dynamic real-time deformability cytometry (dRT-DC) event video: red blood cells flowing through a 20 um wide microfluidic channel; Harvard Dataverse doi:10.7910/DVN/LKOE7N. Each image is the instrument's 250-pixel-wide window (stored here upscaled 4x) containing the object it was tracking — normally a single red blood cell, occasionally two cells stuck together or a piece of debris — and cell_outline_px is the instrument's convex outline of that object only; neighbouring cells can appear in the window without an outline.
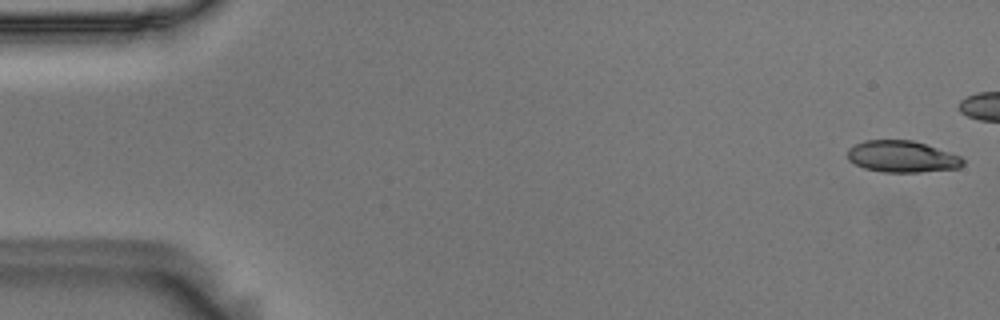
{"species": "Egyptian fruit bat (a non-hibernating species)", "species_latin": "Rousettus aegyptiacus", "temperature_condition": "room temperature", "stored_images_in_passage": 44, "camera_frame_rate_fps": 3000, "um_per_image_px": 0.085, "animal": {"sex": "male"}, "frame": {"image": 1, "passage_image": 1, "time_ms": 0.0, "image_size_px": [1000, 320], "cell_outline_px": [[964, 164], [960, 168], [916, 172], [884, 172], [864, 168], [848, 160], [848, 148], [864, 140], [912, 140], [960, 156], [964, 160]], "centroid_in_image_um": [76.66, 13.31], "position_along_channel_um": 8.3, "area_um2": 21.04}}
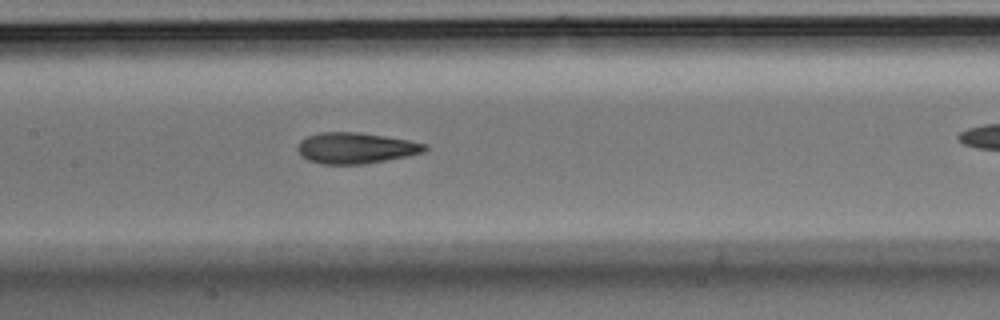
{"frame": {"image": 2, "passage_image": 26, "time_ms": 8.333, "image_size_px": [1000, 320], "cell_outline_px": [[428, 148], [424, 152], [408, 156], [364, 164], [320, 164], [308, 160], [300, 156], [296, 148], [300, 140], [308, 136], [320, 132], [356, 132], [384, 136], [408, 140], [428, 144]], "centroid_in_image_um": [30.22, 12.59], "position_along_channel_um": 177.2, "area_um2": 23.06}}
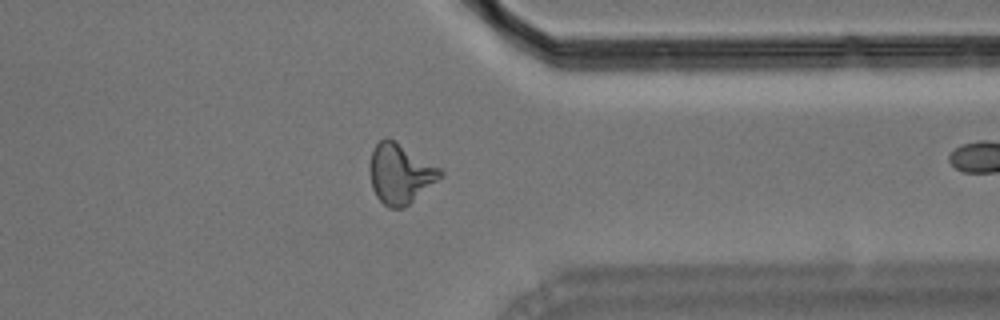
{"frame": {"image": 3, "passage_image": 43, "time_ms": 14.0, "image_size_px": [1000, 320], "cell_outline_px": [[444, 176], [404, 208], [388, 208], [376, 196], [372, 188], [368, 172], [368, 168], [372, 152], [376, 144], [384, 136], [388, 136], [440, 168], [444, 172]], "centroid_in_image_um": [34.0, 14.76], "position_along_channel_um": 377.4, "area_um2": 24.85}}